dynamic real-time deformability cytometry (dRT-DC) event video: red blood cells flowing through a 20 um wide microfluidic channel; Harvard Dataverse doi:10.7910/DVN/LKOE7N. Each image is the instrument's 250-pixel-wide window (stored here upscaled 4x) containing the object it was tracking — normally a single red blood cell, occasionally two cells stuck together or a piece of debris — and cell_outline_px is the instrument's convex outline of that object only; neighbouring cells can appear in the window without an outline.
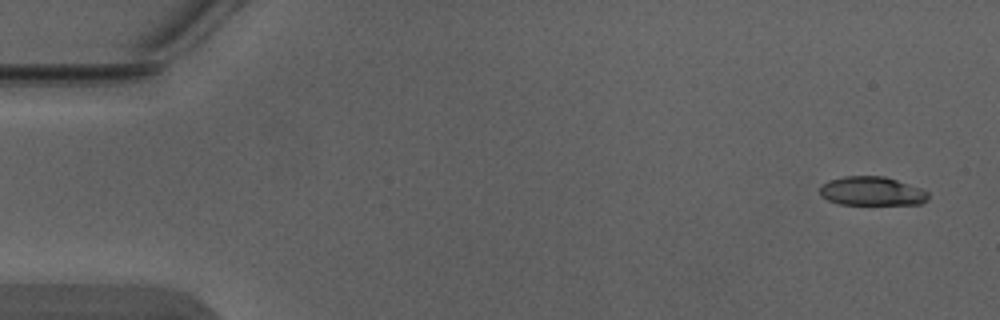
{"species": "Egyptian fruit bat (a non-hibernating species)", "species_latin": "Rousettus aegyptiacus", "temperature_condition": "warm", "stored_images_in_passage": 5, "camera_frame_rate_fps": 3000, "um_per_image_px": 0.085, "animal": {"sex": "male"}, "frame": {"image": 1, "passage_image": 1, "time_ms": 0.0, "image_size_px": [1000, 320], "cell_outline_px": [[928, 200], [920, 204], [840, 204], [828, 200], [820, 196], [820, 188], [828, 180], [844, 176], [884, 176], [920, 188], [928, 192]], "centroid_in_image_um": [74.09, 16.25], "position_along_channel_um": 10.9, "area_um2": 18.15}}